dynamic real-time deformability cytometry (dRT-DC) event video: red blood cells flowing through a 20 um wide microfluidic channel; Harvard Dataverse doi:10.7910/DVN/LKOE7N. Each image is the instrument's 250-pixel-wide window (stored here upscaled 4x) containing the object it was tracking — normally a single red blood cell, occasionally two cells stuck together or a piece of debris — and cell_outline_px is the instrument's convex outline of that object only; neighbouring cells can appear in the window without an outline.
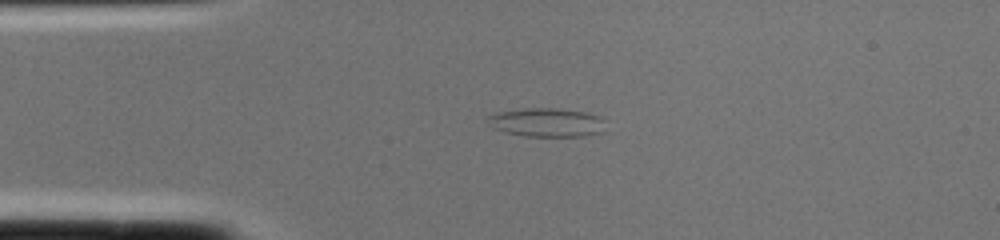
{"species": "common noctule bat (a hibernating species)", "species_latin": "Nyctalus noctula", "temperature_condition": "cold", "stored_images_in_passage": 1, "camera_frame_rate_fps": 3000, "um_per_image_px": 0.085, "animal": {"sex": "female", "body_mass_g": 22.0, "forearm_length_mm": 56.7}, "frame": {"image": 1, "passage_image": 1, "time_ms": 0.0, "image_size_px": [1000, 240], "cell_outline_px": [[604, 132], [584, 136], [524, 136], [504, 132], [492, 128], [488, 120], [488, 116], [500, 112], [528, 108], [560, 108], [584, 112], [600, 116], [604, 120]], "centroid_in_image_um": [46.51, 10.41], "position_along_channel_um": 38.5, "area_um2": 19.77}}